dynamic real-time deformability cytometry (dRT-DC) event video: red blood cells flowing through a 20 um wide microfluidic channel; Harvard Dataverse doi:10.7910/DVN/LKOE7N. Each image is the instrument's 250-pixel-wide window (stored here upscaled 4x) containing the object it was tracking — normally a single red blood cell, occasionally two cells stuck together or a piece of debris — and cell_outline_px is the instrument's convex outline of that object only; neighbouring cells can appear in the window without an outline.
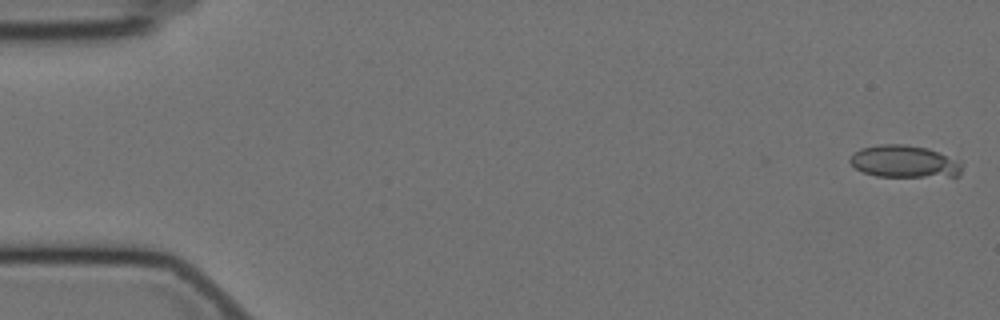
{"species": "Egyptian fruit bat (a non-hibernating species)", "species_latin": "Rousettus aegyptiacus", "temperature_condition": "cold", "stored_images_in_passage": 13, "camera_frame_rate_fps": 3000, "um_per_image_px": 0.085, "animal": {"sex": "female"}, "frame": {"image": 1, "passage_image": 1, "time_ms": 0.0, "image_size_px": [1000, 320], "cell_outline_px": [[960, 176], [876, 176], [864, 172], [856, 168], [848, 160], [852, 152], [860, 148], [880, 144], [904, 144], [928, 148], [960, 164]], "centroid_in_image_um": [76.75, 13.72], "position_along_channel_um": 8.3, "area_um2": 20.58}}